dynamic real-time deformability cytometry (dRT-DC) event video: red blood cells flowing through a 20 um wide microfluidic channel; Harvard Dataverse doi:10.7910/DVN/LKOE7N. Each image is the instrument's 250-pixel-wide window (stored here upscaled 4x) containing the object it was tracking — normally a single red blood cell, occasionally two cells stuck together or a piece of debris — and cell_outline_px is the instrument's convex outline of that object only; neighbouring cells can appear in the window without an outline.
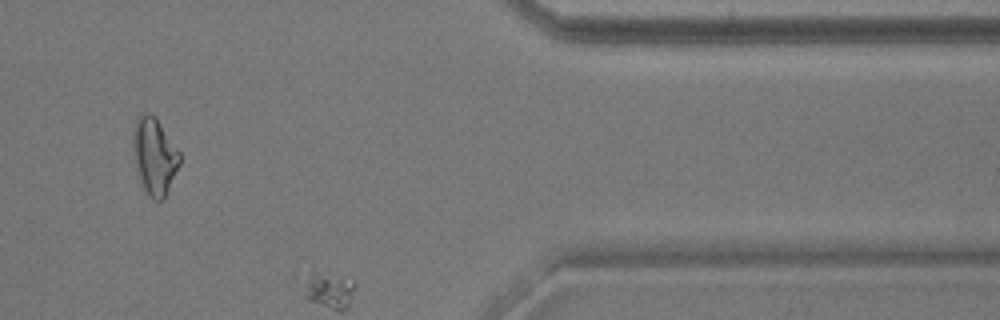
{"species": "common noctule bat (a hibernating species)", "species_latin": "Nyctalus noctula", "temperature_condition": "warm", "stored_images_in_passage": 53, "segment_of_instrument_passage": [2, 2], "camera_frame_rate_fps": 3000, "um_per_image_px": 0.085, "animal": {"sex": "male", "body_mass_g": 17.9}, "frame": {"image": 1, "passage_image": 46, "time_ms": 15.0, "image_size_px": [1000, 320], "cell_outline_px": [[180, 164], [164, 200], [156, 200], [144, 188], [140, 180], [136, 164], [132, 144], [132, 132], [136, 120], [140, 112], [148, 112], [156, 116], [180, 152]], "centroid_in_image_um": [13.13, 13.2], "position_along_channel_um": 398.3, "area_um2": 20.87}}